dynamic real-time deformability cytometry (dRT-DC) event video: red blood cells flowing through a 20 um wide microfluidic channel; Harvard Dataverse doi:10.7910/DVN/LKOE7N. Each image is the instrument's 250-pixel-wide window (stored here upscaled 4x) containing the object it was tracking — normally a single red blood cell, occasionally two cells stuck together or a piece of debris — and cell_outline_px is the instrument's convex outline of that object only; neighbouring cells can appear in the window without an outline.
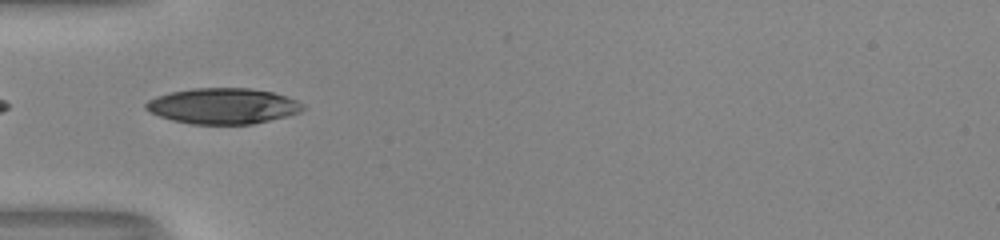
{"species": "human", "species_latin": "Homo sapiens", "temperature_condition": "room temperature", "stored_images_in_passage": 12, "camera_frame_rate_fps": 3000, "um_per_image_px": 0.085, "donor": {"sex": "male"}, "frame": {"image": 1, "passage_image": 1, "time_ms": 0.0, "image_size_px": [1000, 240], "cell_outline_px": [[304, 108], [300, 112], [288, 116], [252, 124], [192, 124], [172, 120], [148, 112], [144, 108], [144, 104], [148, 100], [156, 96], [172, 92], [192, 88], [248, 88], [272, 92], [288, 96], [304, 104]], "centroid_in_image_um": [18.95, 9.01], "position_along_channel_um": 66.1, "area_um2": 32.83}}
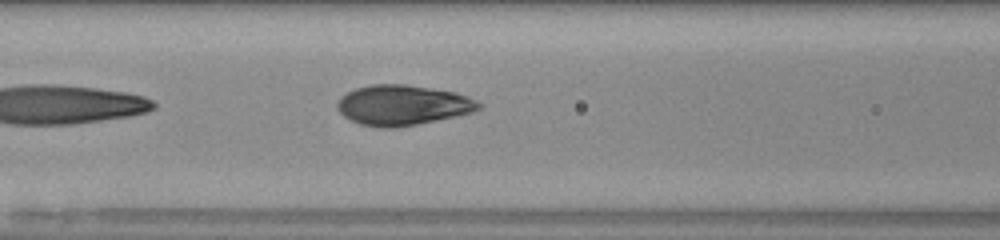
{"frame": {"image": 2, "passage_image": 6, "time_ms": 1.667, "image_size_px": [1000, 240], "cell_outline_px": [[480, 108], [472, 112], [456, 116], [396, 128], [380, 128], [360, 124], [344, 116], [336, 108], [336, 104], [340, 96], [356, 88], [372, 84], [404, 84], [432, 88], [456, 92], [468, 96], [476, 100], [480, 104]], "centroid_in_image_um": [34.2, 8.93], "position_along_channel_um": 132.4, "area_um2": 33.12}}